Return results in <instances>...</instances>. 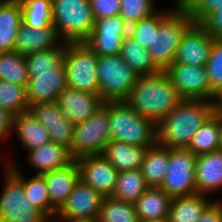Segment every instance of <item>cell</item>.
Returning a JSON list of instances; mask_svg holds the SVG:
<instances>
[{
	"label": "cell",
	"instance_id": "6da1fadb",
	"mask_svg": "<svg viewBox=\"0 0 222 222\" xmlns=\"http://www.w3.org/2000/svg\"><path fill=\"white\" fill-rule=\"evenodd\" d=\"M214 112L213 101L183 99L157 124V143L167 148H187Z\"/></svg>",
	"mask_w": 222,
	"mask_h": 222
},
{
	"label": "cell",
	"instance_id": "7a4b0ae2",
	"mask_svg": "<svg viewBox=\"0 0 222 222\" xmlns=\"http://www.w3.org/2000/svg\"><path fill=\"white\" fill-rule=\"evenodd\" d=\"M182 100L169 75L160 71L139 76L125 101L134 111L157 125Z\"/></svg>",
	"mask_w": 222,
	"mask_h": 222
},
{
	"label": "cell",
	"instance_id": "3957f363",
	"mask_svg": "<svg viewBox=\"0 0 222 222\" xmlns=\"http://www.w3.org/2000/svg\"><path fill=\"white\" fill-rule=\"evenodd\" d=\"M110 141L151 147L157 143V125L132 109L126 101H108Z\"/></svg>",
	"mask_w": 222,
	"mask_h": 222
},
{
	"label": "cell",
	"instance_id": "277c9868",
	"mask_svg": "<svg viewBox=\"0 0 222 222\" xmlns=\"http://www.w3.org/2000/svg\"><path fill=\"white\" fill-rule=\"evenodd\" d=\"M194 23L185 8H175L160 23L159 29H154V38L148 50L152 62L160 71H165L174 63L180 42Z\"/></svg>",
	"mask_w": 222,
	"mask_h": 222
},
{
	"label": "cell",
	"instance_id": "5b68a950",
	"mask_svg": "<svg viewBox=\"0 0 222 222\" xmlns=\"http://www.w3.org/2000/svg\"><path fill=\"white\" fill-rule=\"evenodd\" d=\"M52 24L64 42H84L95 24L89 0H52Z\"/></svg>",
	"mask_w": 222,
	"mask_h": 222
},
{
	"label": "cell",
	"instance_id": "8992f818",
	"mask_svg": "<svg viewBox=\"0 0 222 222\" xmlns=\"http://www.w3.org/2000/svg\"><path fill=\"white\" fill-rule=\"evenodd\" d=\"M108 101L85 121L74 125L73 138L69 149L73 160L102 155L110 141Z\"/></svg>",
	"mask_w": 222,
	"mask_h": 222
},
{
	"label": "cell",
	"instance_id": "52a82bcc",
	"mask_svg": "<svg viewBox=\"0 0 222 222\" xmlns=\"http://www.w3.org/2000/svg\"><path fill=\"white\" fill-rule=\"evenodd\" d=\"M97 63L98 55L85 42H67L63 57L67 86L99 95Z\"/></svg>",
	"mask_w": 222,
	"mask_h": 222
},
{
	"label": "cell",
	"instance_id": "ba28073f",
	"mask_svg": "<svg viewBox=\"0 0 222 222\" xmlns=\"http://www.w3.org/2000/svg\"><path fill=\"white\" fill-rule=\"evenodd\" d=\"M97 78L99 96L106 101H125L139 75L135 73L121 55H98Z\"/></svg>",
	"mask_w": 222,
	"mask_h": 222
},
{
	"label": "cell",
	"instance_id": "9c48e42d",
	"mask_svg": "<svg viewBox=\"0 0 222 222\" xmlns=\"http://www.w3.org/2000/svg\"><path fill=\"white\" fill-rule=\"evenodd\" d=\"M0 196V222H51L25 195L23 184L6 168Z\"/></svg>",
	"mask_w": 222,
	"mask_h": 222
},
{
	"label": "cell",
	"instance_id": "30bf717a",
	"mask_svg": "<svg viewBox=\"0 0 222 222\" xmlns=\"http://www.w3.org/2000/svg\"><path fill=\"white\" fill-rule=\"evenodd\" d=\"M196 157L187 148H169V168L159 188L171 198L196 194Z\"/></svg>",
	"mask_w": 222,
	"mask_h": 222
},
{
	"label": "cell",
	"instance_id": "8fae6325",
	"mask_svg": "<svg viewBox=\"0 0 222 222\" xmlns=\"http://www.w3.org/2000/svg\"><path fill=\"white\" fill-rule=\"evenodd\" d=\"M128 35L129 25L118 15L95 20L94 27L84 42L97 55H119L124 38Z\"/></svg>",
	"mask_w": 222,
	"mask_h": 222
},
{
	"label": "cell",
	"instance_id": "7c38bea8",
	"mask_svg": "<svg viewBox=\"0 0 222 222\" xmlns=\"http://www.w3.org/2000/svg\"><path fill=\"white\" fill-rule=\"evenodd\" d=\"M165 72L183 99L211 101V87L206 67L173 63Z\"/></svg>",
	"mask_w": 222,
	"mask_h": 222
},
{
	"label": "cell",
	"instance_id": "4fadbf2b",
	"mask_svg": "<svg viewBox=\"0 0 222 222\" xmlns=\"http://www.w3.org/2000/svg\"><path fill=\"white\" fill-rule=\"evenodd\" d=\"M103 198L99 192L79 180L66 202L57 211L55 219L76 222L98 218Z\"/></svg>",
	"mask_w": 222,
	"mask_h": 222
},
{
	"label": "cell",
	"instance_id": "5bb4252c",
	"mask_svg": "<svg viewBox=\"0 0 222 222\" xmlns=\"http://www.w3.org/2000/svg\"><path fill=\"white\" fill-rule=\"evenodd\" d=\"M80 180L103 197L112 196L119 171L103 155H91L75 160Z\"/></svg>",
	"mask_w": 222,
	"mask_h": 222
},
{
	"label": "cell",
	"instance_id": "9a60e30c",
	"mask_svg": "<svg viewBox=\"0 0 222 222\" xmlns=\"http://www.w3.org/2000/svg\"><path fill=\"white\" fill-rule=\"evenodd\" d=\"M28 111L47 130L53 143L70 149L74 124L66 119L56 101L31 104Z\"/></svg>",
	"mask_w": 222,
	"mask_h": 222
},
{
	"label": "cell",
	"instance_id": "2e32d148",
	"mask_svg": "<svg viewBox=\"0 0 222 222\" xmlns=\"http://www.w3.org/2000/svg\"><path fill=\"white\" fill-rule=\"evenodd\" d=\"M56 103L68 121L74 125L85 121L104 104L98 94L66 87L57 97Z\"/></svg>",
	"mask_w": 222,
	"mask_h": 222
},
{
	"label": "cell",
	"instance_id": "e0dca14e",
	"mask_svg": "<svg viewBox=\"0 0 222 222\" xmlns=\"http://www.w3.org/2000/svg\"><path fill=\"white\" fill-rule=\"evenodd\" d=\"M214 38L199 24L194 23L184 34L174 63L205 67Z\"/></svg>",
	"mask_w": 222,
	"mask_h": 222
},
{
	"label": "cell",
	"instance_id": "ac0fdd59",
	"mask_svg": "<svg viewBox=\"0 0 222 222\" xmlns=\"http://www.w3.org/2000/svg\"><path fill=\"white\" fill-rule=\"evenodd\" d=\"M46 183L51 200V220L66 202L75 185L80 180L79 167L75 160L67 166L41 174Z\"/></svg>",
	"mask_w": 222,
	"mask_h": 222
},
{
	"label": "cell",
	"instance_id": "d6986e66",
	"mask_svg": "<svg viewBox=\"0 0 222 222\" xmlns=\"http://www.w3.org/2000/svg\"><path fill=\"white\" fill-rule=\"evenodd\" d=\"M27 100L29 105L56 101L58 95L67 87L66 69L62 63L57 73L28 74Z\"/></svg>",
	"mask_w": 222,
	"mask_h": 222
},
{
	"label": "cell",
	"instance_id": "ffe728a7",
	"mask_svg": "<svg viewBox=\"0 0 222 222\" xmlns=\"http://www.w3.org/2000/svg\"><path fill=\"white\" fill-rule=\"evenodd\" d=\"M63 42L53 24L36 29L22 23L14 44V51L22 56H27L35 52L57 48Z\"/></svg>",
	"mask_w": 222,
	"mask_h": 222
},
{
	"label": "cell",
	"instance_id": "44dd1931",
	"mask_svg": "<svg viewBox=\"0 0 222 222\" xmlns=\"http://www.w3.org/2000/svg\"><path fill=\"white\" fill-rule=\"evenodd\" d=\"M195 186L198 194L207 195L222 188V151L196 157Z\"/></svg>",
	"mask_w": 222,
	"mask_h": 222
},
{
	"label": "cell",
	"instance_id": "7402d4cb",
	"mask_svg": "<svg viewBox=\"0 0 222 222\" xmlns=\"http://www.w3.org/2000/svg\"><path fill=\"white\" fill-rule=\"evenodd\" d=\"M27 153V162L37 170L36 175L63 168L73 161L68 148L52 141Z\"/></svg>",
	"mask_w": 222,
	"mask_h": 222
},
{
	"label": "cell",
	"instance_id": "603a6c76",
	"mask_svg": "<svg viewBox=\"0 0 222 222\" xmlns=\"http://www.w3.org/2000/svg\"><path fill=\"white\" fill-rule=\"evenodd\" d=\"M149 147L135 146L121 141L111 140L105 146L102 155L120 171L140 169Z\"/></svg>",
	"mask_w": 222,
	"mask_h": 222
},
{
	"label": "cell",
	"instance_id": "cb8c5ba5",
	"mask_svg": "<svg viewBox=\"0 0 222 222\" xmlns=\"http://www.w3.org/2000/svg\"><path fill=\"white\" fill-rule=\"evenodd\" d=\"M23 23L19 0H0V53L14 51V44Z\"/></svg>",
	"mask_w": 222,
	"mask_h": 222
},
{
	"label": "cell",
	"instance_id": "d4e9b609",
	"mask_svg": "<svg viewBox=\"0 0 222 222\" xmlns=\"http://www.w3.org/2000/svg\"><path fill=\"white\" fill-rule=\"evenodd\" d=\"M171 200L161 188L149 187L134 203L139 220L168 219Z\"/></svg>",
	"mask_w": 222,
	"mask_h": 222
},
{
	"label": "cell",
	"instance_id": "484cf974",
	"mask_svg": "<svg viewBox=\"0 0 222 222\" xmlns=\"http://www.w3.org/2000/svg\"><path fill=\"white\" fill-rule=\"evenodd\" d=\"M207 195L193 194L172 198L168 222H196L205 209L213 202Z\"/></svg>",
	"mask_w": 222,
	"mask_h": 222
},
{
	"label": "cell",
	"instance_id": "4316f807",
	"mask_svg": "<svg viewBox=\"0 0 222 222\" xmlns=\"http://www.w3.org/2000/svg\"><path fill=\"white\" fill-rule=\"evenodd\" d=\"M14 163L8 162L7 168L22 184L25 195L33 205L51 221V200L44 178L35 175L30 179H25Z\"/></svg>",
	"mask_w": 222,
	"mask_h": 222
},
{
	"label": "cell",
	"instance_id": "83f0119b",
	"mask_svg": "<svg viewBox=\"0 0 222 222\" xmlns=\"http://www.w3.org/2000/svg\"><path fill=\"white\" fill-rule=\"evenodd\" d=\"M13 131L28 151L49 143L47 130L30 114L29 111L20 113L13 118Z\"/></svg>",
	"mask_w": 222,
	"mask_h": 222
},
{
	"label": "cell",
	"instance_id": "f1b7e54d",
	"mask_svg": "<svg viewBox=\"0 0 222 222\" xmlns=\"http://www.w3.org/2000/svg\"><path fill=\"white\" fill-rule=\"evenodd\" d=\"M169 168V148L156 143L148 148L141 173L148 187H160Z\"/></svg>",
	"mask_w": 222,
	"mask_h": 222
},
{
	"label": "cell",
	"instance_id": "f546056e",
	"mask_svg": "<svg viewBox=\"0 0 222 222\" xmlns=\"http://www.w3.org/2000/svg\"><path fill=\"white\" fill-rule=\"evenodd\" d=\"M120 55L139 76L153 75L160 72L152 62L149 50L143 48L129 35L124 38Z\"/></svg>",
	"mask_w": 222,
	"mask_h": 222
},
{
	"label": "cell",
	"instance_id": "4dcf8cb0",
	"mask_svg": "<svg viewBox=\"0 0 222 222\" xmlns=\"http://www.w3.org/2000/svg\"><path fill=\"white\" fill-rule=\"evenodd\" d=\"M220 113L214 112L192 137L187 149L198 156L219 150Z\"/></svg>",
	"mask_w": 222,
	"mask_h": 222
},
{
	"label": "cell",
	"instance_id": "1f68e13d",
	"mask_svg": "<svg viewBox=\"0 0 222 222\" xmlns=\"http://www.w3.org/2000/svg\"><path fill=\"white\" fill-rule=\"evenodd\" d=\"M148 188L140 169L124 170L118 173L111 197L134 204Z\"/></svg>",
	"mask_w": 222,
	"mask_h": 222
},
{
	"label": "cell",
	"instance_id": "d6a6232c",
	"mask_svg": "<svg viewBox=\"0 0 222 222\" xmlns=\"http://www.w3.org/2000/svg\"><path fill=\"white\" fill-rule=\"evenodd\" d=\"M66 43L25 56L28 74L57 73V68L63 63Z\"/></svg>",
	"mask_w": 222,
	"mask_h": 222
},
{
	"label": "cell",
	"instance_id": "836d02e7",
	"mask_svg": "<svg viewBox=\"0 0 222 222\" xmlns=\"http://www.w3.org/2000/svg\"><path fill=\"white\" fill-rule=\"evenodd\" d=\"M0 81L26 86L29 82L25 56L16 51L0 53Z\"/></svg>",
	"mask_w": 222,
	"mask_h": 222
},
{
	"label": "cell",
	"instance_id": "e575fe53",
	"mask_svg": "<svg viewBox=\"0 0 222 222\" xmlns=\"http://www.w3.org/2000/svg\"><path fill=\"white\" fill-rule=\"evenodd\" d=\"M23 23L32 28H44L52 24V0H19Z\"/></svg>",
	"mask_w": 222,
	"mask_h": 222
},
{
	"label": "cell",
	"instance_id": "d590c367",
	"mask_svg": "<svg viewBox=\"0 0 222 222\" xmlns=\"http://www.w3.org/2000/svg\"><path fill=\"white\" fill-rule=\"evenodd\" d=\"M100 222H139L134 204L104 197L98 215Z\"/></svg>",
	"mask_w": 222,
	"mask_h": 222
},
{
	"label": "cell",
	"instance_id": "8d00e7d4",
	"mask_svg": "<svg viewBox=\"0 0 222 222\" xmlns=\"http://www.w3.org/2000/svg\"><path fill=\"white\" fill-rule=\"evenodd\" d=\"M0 108L14 116L29 110L26 86L0 81Z\"/></svg>",
	"mask_w": 222,
	"mask_h": 222
},
{
	"label": "cell",
	"instance_id": "74e56055",
	"mask_svg": "<svg viewBox=\"0 0 222 222\" xmlns=\"http://www.w3.org/2000/svg\"><path fill=\"white\" fill-rule=\"evenodd\" d=\"M167 11H157L148 18L142 19L129 26V36L132 37L143 48L148 49L154 38V29H159L160 23L171 13Z\"/></svg>",
	"mask_w": 222,
	"mask_h": 222
},
{
	"label": "cell",
	"instance_id": "f35d334b",
	"mask_svg": "<svg viewBox=\"0 0 222 222\" xmlns=\"http://www.w3.org/2000/svg\"><path fill=\"white\" fill-rule=\"evenodd\" d=\"M205 67L211 87V101L214 102L216 94L222 90V39H214Z\"/></svg>",
	"mask_w": 222,
	"mask_h": 222
},
{
	"label": "cell",
	"instance_id": "ab89813d",
	"mask_svg": "<svg viewBox=\"0 0 222 222\" xmlns=\"http://www.w3.org/2000/svg\"><path fill=\"white\" fill-rule=\"evenodd\" d=\"M153 3V0H121L119 16L130 26L157 12Z\"/></svg>",
	"mask_w": 222,
	"mask_h": 222
},
{
	"label": "cell",
	"instance_id": "60d3db41",
	"mask_svg": "<svg viewBox=\"0 0 222 222\" xmlns=\"http://www.w3.org/2000/svg\"><path fill=\"white\" fill-rule=\"evenodd\" d=\"M222 6V0H191L185 7L194 22L199 24L211 12Z\"/></svg>",
	"mask_w": 222,
	"mask_h": 222
},
{
	"label": "cell",
	"instance_id": "b9f144b4",
	"mask_svg": "<svg viewBox=\"0 0 222 222\" xmlns=\"http://www.w3.org/2000/svg\"><path fill=\"white\" fill-rule=\"evenodd\" d=\"M95 20L118 16L121 0H89Z\"/></svg>",
	"mask_w": 222,
	"mask_h": 222
},
{
	"label": "cell",
	"instance_id": "7bdbcfd3",
	"mask_svg": "<svg viewBox=\"0 0 222 222\" xmlns=\"http://www.w3.org/2000/svg\"><path fill=\"white\" fill-rule=\"evenodd\" d=\"M199 25L214 39H222V6L207 15Z\"/></svg>",
	"mask_w": 222,
	"mask_h": 222
},
{
	"label": "cell",
	"instance_id": "ee69618b",
	"mask_svg": "<svg viewBox=\"0 0 222 222\" xmlns=\"http://www.w3.org/2000/svg\"><path fill=\"white\" fill-rule=\"evenodd\" d=\"M196 222H222V202L213 200Z\"/></svg>",
	"mask_w": 222,
	"mask_h": 222
},
{
	"label": "cell",
	"instance_id": "f6af8a7d",
	"mask_svg": "<svg viewBox=\"0 0 222 222\" xmlns=\"http://www.w3.org/2000/svg\"><path fill=\"white\" fill-rule=\"evenodd\" d=\"M13 118V114L0 108V143L8 136L7 134L13 131Z\"/></svg>",
	"mask_w": 222,
	"mask_h": 222
},
{
	"label": "cell",
	"instance_id": "bcb514c9",
	"mask_svg": "<svg viewBox=\"0 0 222 222\" xmlns=\"http://www.w3.org/2000/svg\"><path fill=\"white\" fill-rule=\"evenodd\" d=\"M214 108H215V112L222 113V90L216 94V97L214 100Z\"/></svg>",
	"mask_w": 222,
	"mask_h": 222
},
{
	"label": "cell",
	"instance_id": "7dc6e473",
	"mask_svg": "<svg viewBox=\"0 0 222 222\" xmlns=\"http://www.w3.org/2000/svg\"><path fill=\"white\" fill-rule=\"evenodd\" d=\"M191 0H175L176 8H185Z\"/></svg>",
	"mask_w": 222,
	"mask_h": 222
},
{
	"label": "cell",
	"instance_id": "c3c4849f",
	"mask_svg": "<svg viewBox=\"0 0 222 222\" xmlns=\"http://www.w3.org/2000/svg\"><path fill=\"white\" fill-rule=\"evenodd\" d=\"M219 150L222 151V113H220V127H219Z\"/></svg>",
	"mask_w": 222,
	"mask_h": 222
},
{
	"label": "cell",
	"instance_id": "681fc988",
	"mask_svg": "<svg viewBox=\"0 0 222 222\" xmlns=\"http://www.w3.org/2000/svg\"><path fill=\"white\" fill-rule=\"evenodd\" d=\"M139 222H168L167 219L139 220Z\"/></svg>",
	"mask_w": 222,
	"mask_h": 222
},
{
	"label": "cell",
	"instance_id": "f907efd6",
	"mask_svg": "<svg viewBox=\"0 0 222 222\" xmlns=\"http://www.w3.org/2000/svg\"><path fill=\"white\" fill-rule=\"evenodd\" d=\"M76 222H100L98 218H94V219H87V220H79Z\"/></svg>",
	"mask_w": 222,
	"mask_h": 222
}]
</instances>
